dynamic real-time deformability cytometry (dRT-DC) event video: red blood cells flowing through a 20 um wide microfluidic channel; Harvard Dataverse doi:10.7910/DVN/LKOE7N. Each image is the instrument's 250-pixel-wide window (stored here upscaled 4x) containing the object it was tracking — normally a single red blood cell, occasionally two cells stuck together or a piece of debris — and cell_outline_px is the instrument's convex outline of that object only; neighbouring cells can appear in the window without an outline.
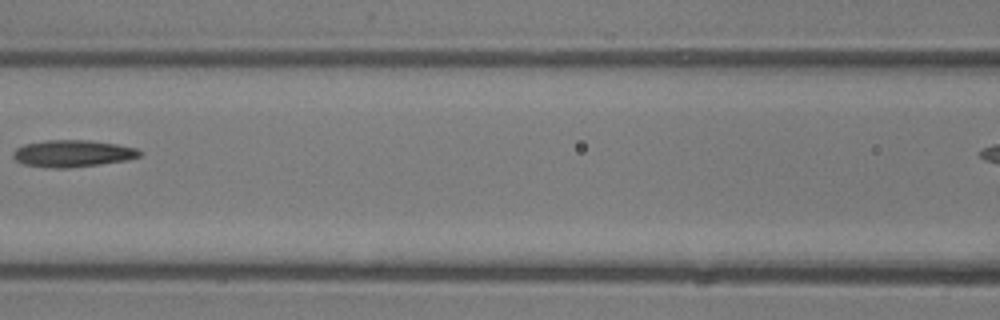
{"species": "common noctule bat (a hibernating species)", "species_latin": "Nyctalus noctula", "temperature_condition": "room temperature", "stored_images_in_passage": 4, "segment_of_instrument_passage": [1, 2], "camera_frame_rate_fps": 3000, "um_per_image_px": 0.085, "animal": {"sex": "male", "body_mass_g": 13.3}, "frame": {"image": 1, "passage_image": 3, "time_ms": 0.667, "image_size_px": [1000, 320], "cell_outline_px": [[140, 156], [128, 160], [100, 164], [68, 168], [52, 168], [24, 164], [16, 160], [12, 156], [12, 152], [16, 148], [24, 144], [48, 140], [88, 140], [116, 144], [136, 148], [140, 152]], "centroid_in_image_um": [6.15, 13.05], "position_along_channel_um": 160.4, "area_um2": 19.77}}